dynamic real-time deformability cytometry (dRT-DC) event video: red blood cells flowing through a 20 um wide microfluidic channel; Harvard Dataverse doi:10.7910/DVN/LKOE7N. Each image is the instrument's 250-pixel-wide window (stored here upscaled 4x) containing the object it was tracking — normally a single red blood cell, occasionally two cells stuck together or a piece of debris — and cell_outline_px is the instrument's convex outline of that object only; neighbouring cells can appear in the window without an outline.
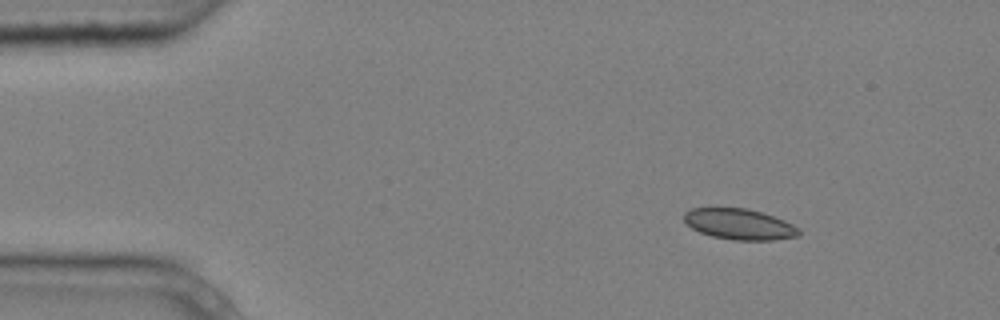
{"species": "common noctule bat (a hibernating species)", "species_latin": "Nyctalus noctula", "temperature_condition": "cold", "stored_images_in_passage": 3, "camera_frame_rate_fps": 3000, "um_per_image_px": 0.085, "animal": {"sex": "male", "body_mass_g": 20.4}, "frame": {"image": 1, "passage_image": 1, "time_ms": 0.0, "image_size_px": [1000, 320], "cell_outline_px": [[800, 236], [772, 240], [732, 240], [712, 236], [700, 232], [692, 228], [684, 220], [684, 212], [692, 208], [748, 208], [784, 220], [800, 228]], "centroid_in_image_um": [62.86, 19.06], "position_along_channel_um": 22.1, "area_um2": 20.58}}